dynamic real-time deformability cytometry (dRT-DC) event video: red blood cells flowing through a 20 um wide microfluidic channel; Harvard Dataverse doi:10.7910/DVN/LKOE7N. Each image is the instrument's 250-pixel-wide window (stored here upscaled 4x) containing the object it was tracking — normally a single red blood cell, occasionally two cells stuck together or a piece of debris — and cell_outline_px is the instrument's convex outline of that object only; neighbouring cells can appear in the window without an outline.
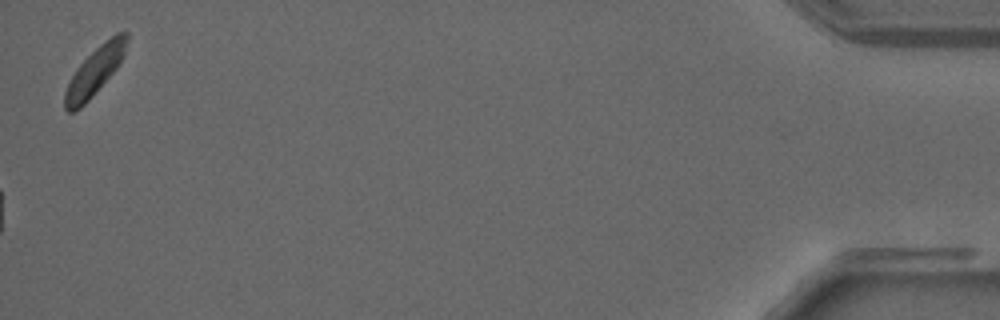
{"species": "common noctule bat (a hibernating species)", "species_latin": "Nyctalus noctula", "temperature_condition": "warm", "stored_images_in_passage": 40, "camera_frame_rate_fps": 3000, "um_per_image_px": 0.085, "animal": {"sex": "male", "forearm_length_mm": 52.5}, "frame": {"image": 1, "passage_image": 40, "time_ms": 13.0, "image_size_px": [1000, 320], "cell_outline_px": [[128, 40], [124, 56], [116, 68], [92, 96], [80, 108], [72, 112], [68, 112], [64, 108], [64, 92], [76, 68], [100, 44], [116, 32], [128, 32]], "centroid_in_image_um": [8.06, 6.04], "position_along_channel_um": 427.1, "area_um2": 16.99}}